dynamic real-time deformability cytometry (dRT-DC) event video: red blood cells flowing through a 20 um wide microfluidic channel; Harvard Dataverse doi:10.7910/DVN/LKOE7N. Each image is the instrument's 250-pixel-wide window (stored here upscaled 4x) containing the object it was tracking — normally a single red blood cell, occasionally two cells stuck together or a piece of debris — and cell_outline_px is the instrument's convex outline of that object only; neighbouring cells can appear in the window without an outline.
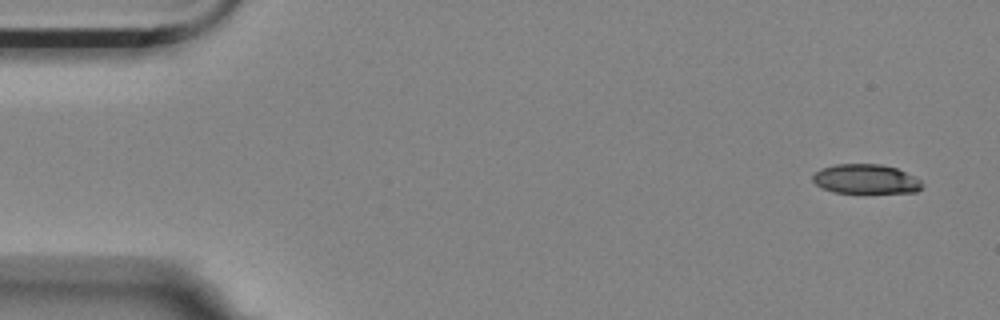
{"species": "Egyptian fruit bat (a non-hibernating species)", "species_latin": "Rousettus aegyptiacus", "temperature_condition": "room temperature", "stored_images_in_passage": 14, "camera_frame_rate_fps": 3000, "um_per_image_px": 0.085, "animal": {"sex": "female"}, "frame": {"image": 1, "passage_image": 1, "time_ms": 0.0, "image_size_px": [1000, 320], "cell_outline_px": [[924, 184], [916, 192], [832, 192], [820, 188], [812, 180], [812, 176], [820, 168], [836, 164], [880, 164], [896, 168], [920, 180]], "centroid_in_image_um": [73.54, 15.21], "position_along_channel_um": 11.5, "area_um2": 18.61}}
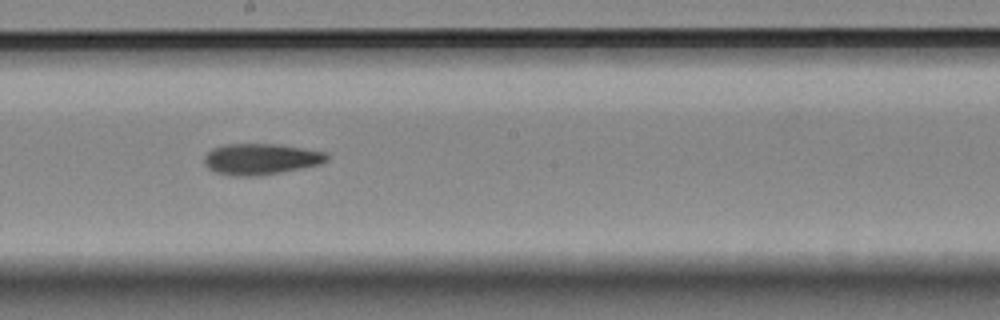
{"frame": {"image": 2, "passage_image": 8, "time_ms": 2.333, "image_size_px": [1000, 320], "cell_outline_px": [[328, 160], [320, 164], [280, 172], [252, 176], [232, 176], [216, 172], [208, 168], [204, 164], [204, 156], [212, 148], [224, 144], [276, 144], [328, 152]], "centroid_in_image_um": [22.15, 13.51], "position_along_channel_um": 226.1, "area_um2": 22.14}}
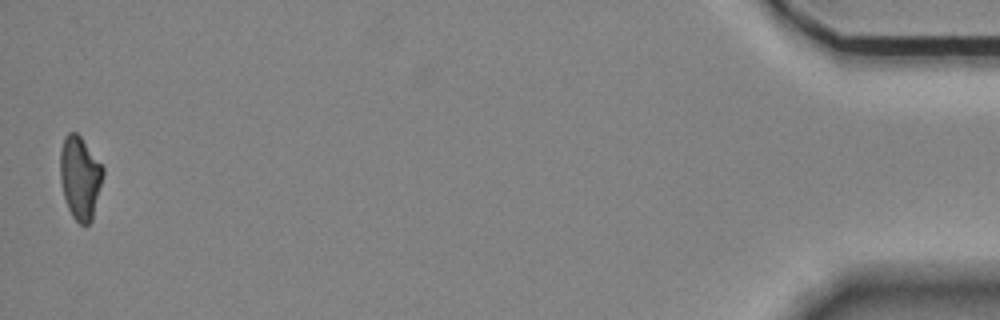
{"frame": {"image": 3, "passage_image": 14, "time_ms": 4.333, "image_size_px": [1000, 320], "cell_outline_px": [[104, 172], [92, 220], [88, 224], [80, 224], [72, 216], [68, 208], [64, 196], [60, 180], [60, 148], [64, 136], [68, 132], [76, 132], [80, 136], [104, 168]], "centroid_in_image_um": [6.78, 15.08], "position_along_channel_um": 428.4, "area_um2": 20.63}}